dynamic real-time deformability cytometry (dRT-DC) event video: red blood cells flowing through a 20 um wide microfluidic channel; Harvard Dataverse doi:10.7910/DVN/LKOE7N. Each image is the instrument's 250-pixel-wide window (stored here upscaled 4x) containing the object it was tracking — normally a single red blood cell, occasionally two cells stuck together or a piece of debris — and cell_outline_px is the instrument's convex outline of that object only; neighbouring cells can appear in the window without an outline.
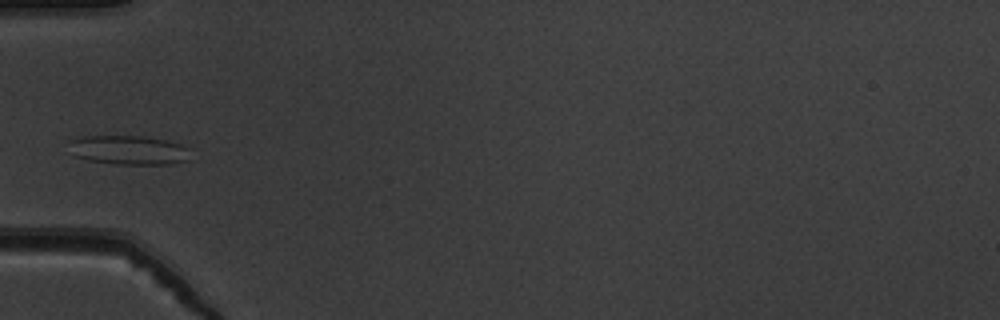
{"species": "common noctule bat (a hibernating species)", "species_latin": "Nyctalus noctula", "temperature_condition": "warm", "stored_images_in_passage": 18, "camera_frame_rate_fps": 3000, "um_per_image_px": 0.085, "animal": {"sex": "male", "body_mass_g": 19.5, "forearm_length_mm": 54.6}, "frame": {"image": 1, "passage_image": 1, "time_ms": 0.0, "image_size_px": [1000, 320], "cell_outline_px": [[188, 160], [168, 164], [112, 164], [88, 160], [76, 156], [68, 140], [80, 136], [144, 136], [164, 140], [180, 144], [188, 148]], "centroid_in_image_um": [10.92, 12.75], "position_along_channel_um": 74.1, "area_um2": 20.46}}
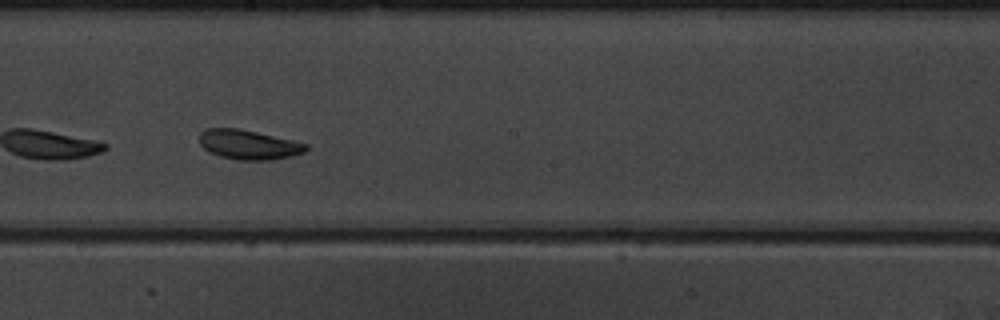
{"frame": {"image": 2, "passage_image": 13, "time_ms": 4.0, "image_size_px": [1000, 320], "cell_outline_px": [[308, 148], [304, 152], [292, 156], [272, 160], [240, 160], [220, 156], [208, 152], [200, 144], [200, 132], [204, 128], [240, 128], [292, 140], [308, 144]], "centroid_in_image_um": [21.12, 12.29], "position_along_channel_um": 227.1, "area_um2": 18.44}}